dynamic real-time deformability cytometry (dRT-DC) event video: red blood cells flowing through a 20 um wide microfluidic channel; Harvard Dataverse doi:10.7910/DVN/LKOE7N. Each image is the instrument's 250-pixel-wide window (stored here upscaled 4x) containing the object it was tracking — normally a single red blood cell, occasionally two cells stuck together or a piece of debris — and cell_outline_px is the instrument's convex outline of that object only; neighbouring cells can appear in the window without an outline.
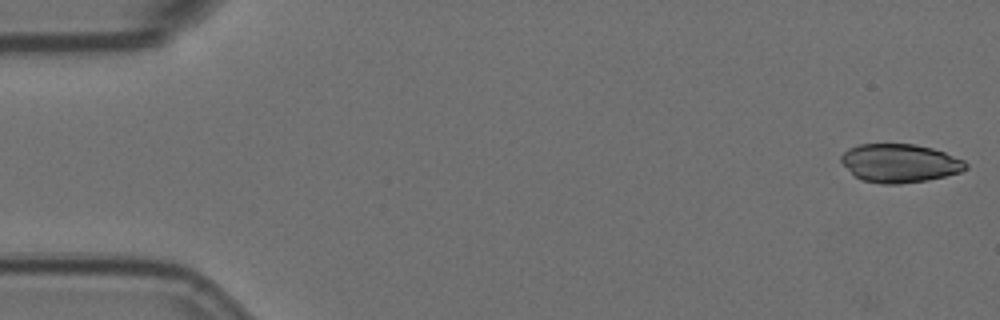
{"species": "Egyptian fruit bat (a non-hibernating species)", "species_latin": "Rousettus aegyptiacus", "temperature_condition": "room temperature", "stored_images_in_passage": 6, "camera_frame_rate_fps": 3000, "um_per_image_px": 0.085, "animal": {"sex": "female"}, "frame": {"image": 1, "passage_image": 1, "time_ms": 0.0, "image_size_px": [1000, 320], "cell_outline_px": [[968, 168], [960, 172], [928, 180], [900, 184], [880, 184], [864, 180], [856, 176], [840, 160], [840, 156], [848, 148], [860, 144], [912, 144], [932, 148], [944, 152], [964, 160], [968, 164]], "centroid_in_image_um": [76.5, 13.87], "position_along_channel_um": 8.5, "area_um2": 27.8}}
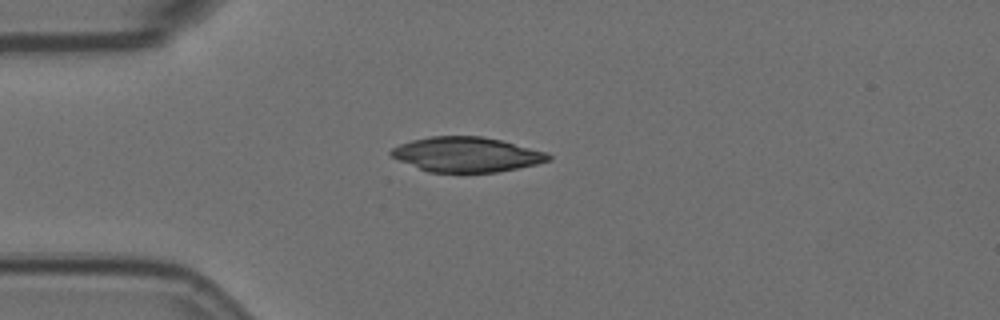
{"frame": {"image": 2, "passage_image": 4, "time_ms": 1.0, "image_size_px": [1000, 320], "cell_outline_px": [[552, 160], [536, 164], [496, 172], [428, 172], [400, 160], [392, 156], [388, 152], [392, 148], [400, 144], [412, 140], [432, 136], [480, 136], [500, 140], [548, 152], [552, 156]], "centroid_in_image_um": [39.68, 13.13], "position_along_channel_um": 45.3, "area_um2": 31.73}}
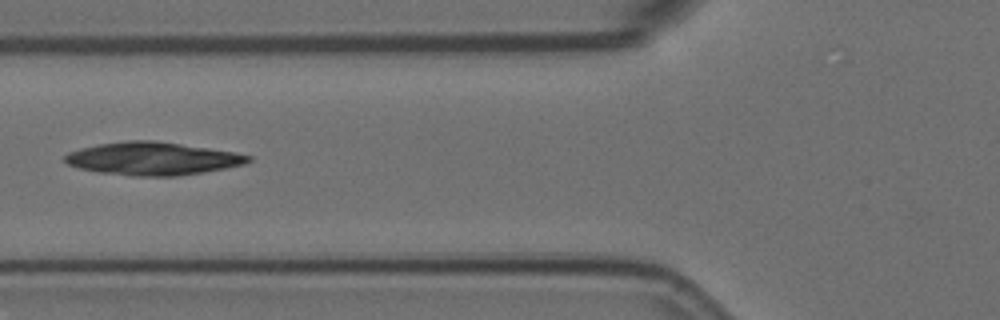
{"frame": {"image": 3, "passage_image": 6, "time_ms": 1.667, "image_size_px": [1000, 320], "cell_outline_px": [[252, 160], [244, 164], [204, 172], [176, 176], [132, 176], [96, 172], [80, 168], [68, 164], [64, 160], [64, 156], [68, 152], [80, 148], [100, 144], [128, 140], [156, 140], [236, 152], [252, 156]], "centroid_in_image_um": [12.97, 13.48], "position_along_channel_um": 112.8, "area_um2": 35.26}}